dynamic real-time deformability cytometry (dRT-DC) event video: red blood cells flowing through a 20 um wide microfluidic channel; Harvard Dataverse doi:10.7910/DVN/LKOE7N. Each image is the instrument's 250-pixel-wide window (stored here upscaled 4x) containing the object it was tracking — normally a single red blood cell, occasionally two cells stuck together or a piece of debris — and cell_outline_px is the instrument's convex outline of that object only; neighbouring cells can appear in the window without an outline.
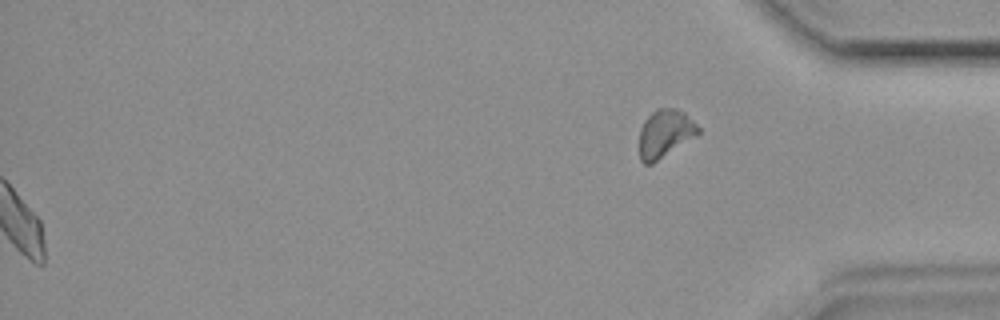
{"species": "common noctule bat (a hibernating species)", "species_latin": "Nyctalus noctula", "temperature_condition": "room temperature", "stored_images_in_passage": 47, "segment_of_instrument_passage": [2, 2], "camera_frame_rate_fps": 3000, "um_per_image_px": 0.085, "animal": {"sex": "female", "body_mass_g": 19.9}, "frame": {"image": 1, "passage_image": 47, "time_ms": 15.333, "image_size_px": [1000, 320], "cell_outline_px": [[700, 132], [696, 136], [652, 164], [644, 164], [640, 160], [640, 128], [644, 120], [656, 108], [676, 108], [684, 112], [700, 128]], "centroid_in_image_um": [56.52, 11.34], "position_along_channel_um": 378.7, "area_um2": 16.42}}